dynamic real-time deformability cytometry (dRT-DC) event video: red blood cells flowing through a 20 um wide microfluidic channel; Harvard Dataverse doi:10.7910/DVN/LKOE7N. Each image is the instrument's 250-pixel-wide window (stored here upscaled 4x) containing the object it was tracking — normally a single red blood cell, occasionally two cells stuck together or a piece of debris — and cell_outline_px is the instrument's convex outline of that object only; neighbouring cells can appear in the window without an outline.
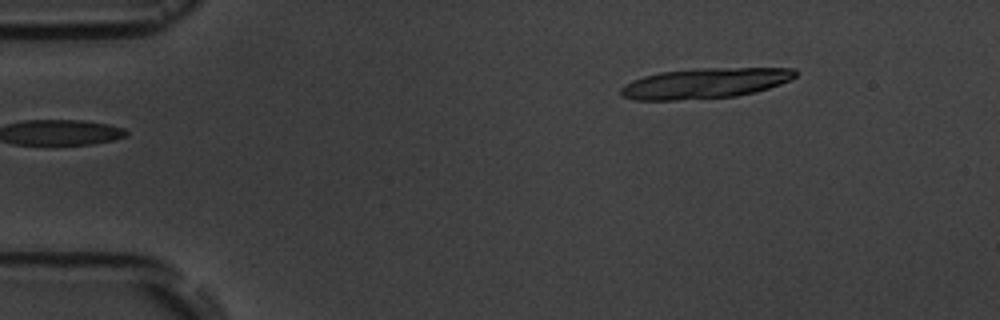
{"species": "common noctule bat (a hibernating species)", "species_latin": "Nyctalus noctula", "temperature_condition": "room temperature", "stored_images_in_passage": 2, "camera_frame_rate_fps": 3000, "um_per_image_px": 0.085, "animal": {"sex": "male", "body_mass_g": 19.5, "forearm_length_mm": 54.6}, "frame": {"image": 1, "passage_image": 2, "time_ms": 2.0, "image_size_px": [1000, 320], "cell_outline_px": [[800, 72], [796, 76], [780, 84], [768, 88], [736, 96], [676, 100], [636, 100], [620, 96], [620, 88], [624, 84], [632, 80], [644, 76], [660, 72], [696, 68], [796, 68]], "centroid_in_image_um": [59.9, 7.07], "position_along_channel_um": 25.1, "area_um2": 30.92}}